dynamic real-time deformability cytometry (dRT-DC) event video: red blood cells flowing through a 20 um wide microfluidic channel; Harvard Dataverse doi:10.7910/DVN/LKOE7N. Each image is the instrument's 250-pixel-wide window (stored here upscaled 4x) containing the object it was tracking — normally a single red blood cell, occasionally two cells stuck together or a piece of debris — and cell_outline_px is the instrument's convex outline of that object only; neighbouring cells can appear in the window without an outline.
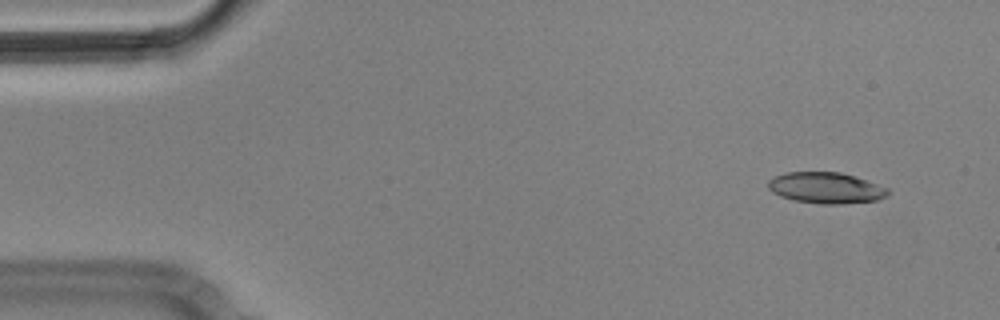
{"species": "Egyptian fruit bat (a non-hibernating species)", "species_latin": "Rousettus aegyptiacus", "temperature_condition": "cold", "stored_images_in_passage": 3, "camera_frame_rate_fps": 3000, "um_per_image_px": 0.085, "animal": {"sex": "male"}, "frame": {"image": 1, "passage_image": 1, "time_ms": 0.0, "image_size_px": [1000, 320], "cell_outline_px": [[888, 196], [876, 200], [840, 204], [820, 204], [792, 200], [780, 196], [772, 192], [768, 188], [768, 180], [784, 172], [840, 172], [856, 176], [888, 188]], "centroid_in_image_um": [70.19, 15.97], "position_along_channel_um": 14.8, "area_um2": 21.79}}